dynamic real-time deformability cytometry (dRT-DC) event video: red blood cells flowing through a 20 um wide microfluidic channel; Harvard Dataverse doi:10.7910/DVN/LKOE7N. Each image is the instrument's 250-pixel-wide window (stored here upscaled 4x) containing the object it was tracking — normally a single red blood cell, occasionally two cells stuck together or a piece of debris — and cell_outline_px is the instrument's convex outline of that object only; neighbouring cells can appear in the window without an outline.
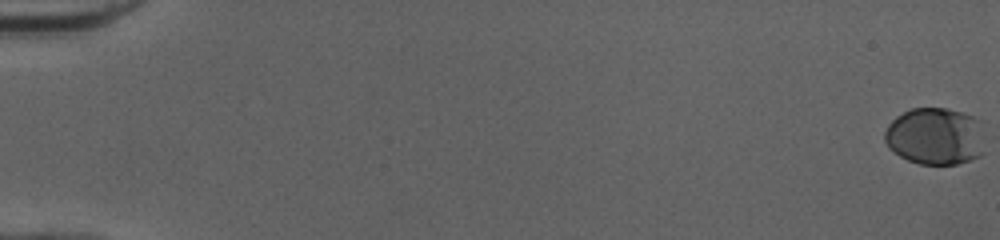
{"species": "human", "species_latin": "Homo sapiens", "temperature_condition": "cold", "stored_images_in_passage": 55, "camera_frame_rate_fps": 3000, "um_per_image_px": 0.085, "donor": {"sex": "female"}, "frame": {"image": 1, "passage_image": 1, "time_ms": 0.0, "image_size_px": [1000, 240], "cell_outline_px": [[984, 152], [980, 156], [956, 164], [920, 164], [908, 160], [900, 156], [888, 148], [884, 140], [884, 132], [888, 124], [896, 116], [912, 108], [948, 108], [972, 116], [976, 120]], "centroid_in_image_um": [79.41, 11.59], "position_along_channel_um": 5.6, "area_um2": 33.0}}
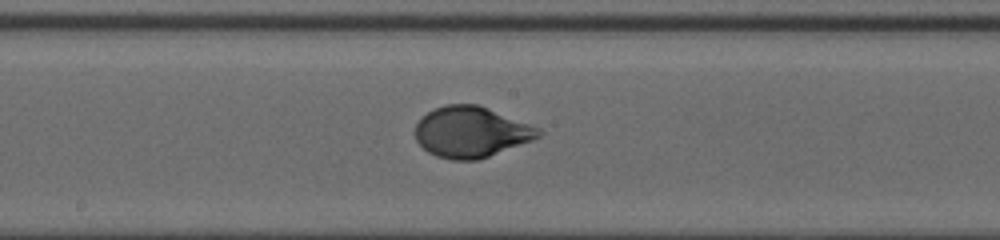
{"frame": {"image": 2, "passage_image": 31, "time_ms": 10.0, "image_size_px": [1000, 240], "cell_outline_px": [[544, 132], [540, 136], [532, 140], [488, 156], [476, 160], [452, 160], [436, 156], [428, 152], [416, 140], [412, 132], [420, 116], [444, 104], [476, 104], [540, 128]], "centroid_in_image_um": [39.99, 11.22], "position_along_channel_um": 208.2, "area_um2": 36.41}}
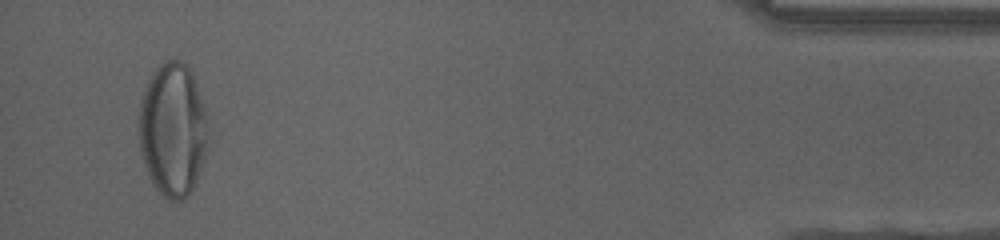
{"frame": {"image": 3, "passage_image": 52, "time_ms": 17.0, "image_size_px": [1000, 240], "cell_outline_px": [[208, 148], [196, 184], [180, 200], [168, 200], [156, 188], [144, 164], [140, 152], [136, 132], [140, 100], [144, 88], [152, 72], [160, 64], [168, 60], [180, 60], [192, 72], [204, 108], [208, 136]], "centroid_in_image_um": [14.65, 11.01], "position_along_channel_um": 420.5, "area_um2": 54.22}}